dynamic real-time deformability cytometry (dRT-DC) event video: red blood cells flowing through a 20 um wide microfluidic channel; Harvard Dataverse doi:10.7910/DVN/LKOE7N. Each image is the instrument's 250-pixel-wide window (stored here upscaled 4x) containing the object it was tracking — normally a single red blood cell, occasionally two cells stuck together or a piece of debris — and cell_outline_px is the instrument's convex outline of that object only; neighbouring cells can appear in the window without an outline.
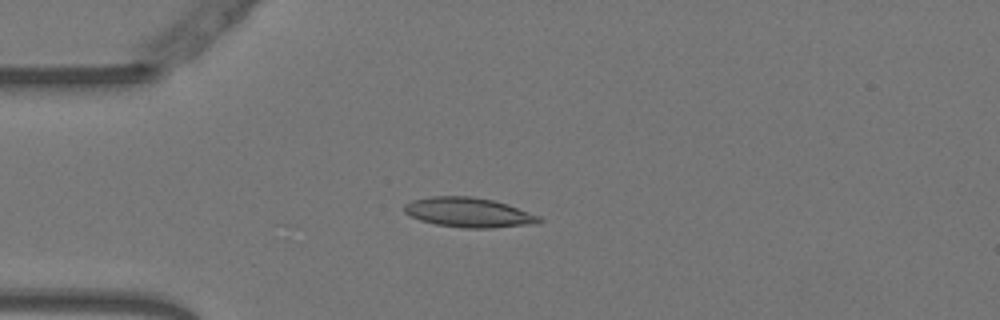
{"species": "Egyptian fruit bat (a non-hibernating species)", "species_latin": "Rousettus aegyptiacus", "temperature_condition": "warm", "stored_images_in_passage": 45, "camera_frame_rate_fps": 3000, "um_per_image_px": 0.085, "animal": {"sex": "female"}, "frame": {"image": 1, "passage_image": 13, "time_ms": 4.0, "image_size_px": [1000, 320], "cell_outline_px": [[544, 220], [536, 224], [492, 228], [464, 228], [436, 224], [420, 220], [404, 212], [404, 204], [412, 200], [432, 196], [472, 196], [492, 200], [508, 204], [540, 216]], "centroid_in_image_um": [39.86, 18.06], "position_along_channel_um": 45.1, "area_um2": 23.41}}
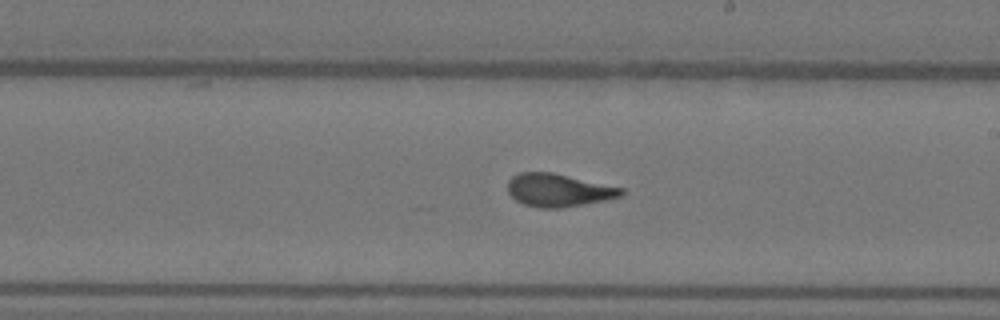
{"frame": {"image": 2, "passage_image": 30, "time_ms": 9.667, "image_size_px": [1000, 320], "cell_outline_px": [[624, 196], [584, 204], [560, 208], [540, 208], [524, 204], [516, 200], [508, 192], [508, 180], [512, 176], [520, 172], [552, 172], [624, 188]], "centroid_in_image_um": [47.48, 16.16], "position_along_channel_um": 241.5, "area_um2": 21.79}}
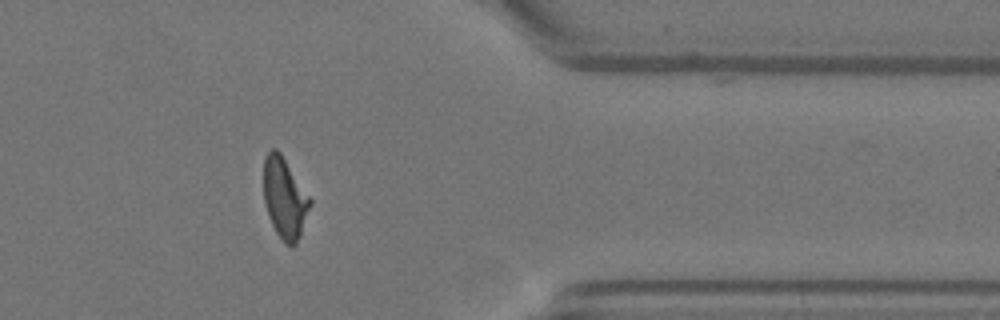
{"frame": {"image": 3, "passage_image": 43, "time_ms": 14.0, "image_size_px": [1000, 320], "cell_outline_px": [[312, 204], [300, 236], [296, 244], [284, 244], [276, 232], [268, 216], [264, 200], [264, 156], [272, 148], [276, 148], [280, 152], [312, 200]], "centroid_in_image_um": [24.2, 16.84], "position_along_channel_um": 387.2, "area_um2": 21.79}, "authors_computed_cell_mechanics": {"area_um2": 22.0218, "velocity_mm_per_s": 3.7716, "shape_relaxation_time_tau1_ms": 7.5055, "shape_relaxation_time_tau2_ms": 1.1365, "deformation_change_tau1": 0.2386, "deformation_change_tau2": 0.0752}}